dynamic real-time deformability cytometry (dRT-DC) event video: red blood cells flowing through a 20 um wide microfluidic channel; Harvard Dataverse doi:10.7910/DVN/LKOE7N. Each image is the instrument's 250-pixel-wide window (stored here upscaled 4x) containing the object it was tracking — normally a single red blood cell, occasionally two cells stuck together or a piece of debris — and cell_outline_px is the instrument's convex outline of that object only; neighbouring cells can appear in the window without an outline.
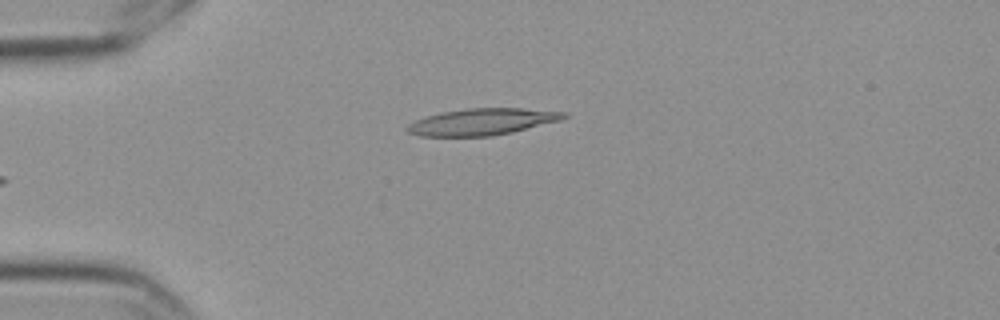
{"species": "Egyptian fruit bat (a non-hibernating species)", "species_latin": "Rousettus aegyptiacus", "temperature_condition": "cold", "stored_images_in_passage": 6, "camera_frame_rate_fps": 3000, "um_per_image_px": 0.085, "frame": {"image": 1, "passage_image": 6, "time_ms": 1.667, "image_size_px": [1000, 320], "cell_outline_px": [[568, 116], [560, 120], [512, 132], [492, 136], [420, 136], [408, 132], [404, 128], [408, 124], [424, 116], [464, 108], [524, 108], [568, 112]], "centroid_in_image_um": [40.97, 10.34], "position_along_channel_um": 44.0, "area_um2": 24.33}}